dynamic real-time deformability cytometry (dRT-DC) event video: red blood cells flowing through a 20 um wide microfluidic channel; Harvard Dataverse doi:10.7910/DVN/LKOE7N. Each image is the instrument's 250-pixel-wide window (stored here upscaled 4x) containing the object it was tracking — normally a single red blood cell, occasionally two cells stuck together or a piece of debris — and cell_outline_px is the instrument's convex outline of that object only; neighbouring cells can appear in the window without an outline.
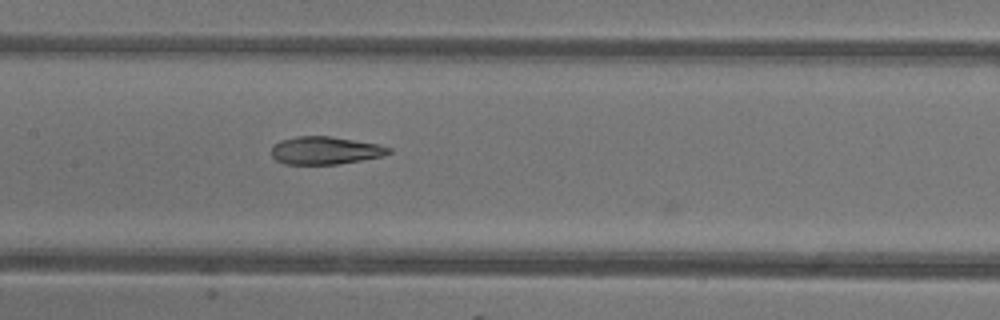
{"species": "common noctule bat (a hibernating species)", "species_latin": "Nyctalus noctula", "temperature_condition": "warm", "stored_images_in_passage": 25, "camera_frame_rate_fps": 3000, "um_per_image_px": 0.085, "animal": {"sex": "female"}, "frame": {"image": 1, "passage_image": 24, "time_ms": 7.667, "image_size_px": [1000, 320], "cell_outline_px": [[392, 152], [380, 156], [360, 160], [336, 164], [284, 164], [276, 160], [272, 156], [272, 144], [280, 140], [296, 136], [332, 136], [376, 144], [392, 148]], "centroid_in_image_um": [27.59, 12.78], "position_along_channel_um": 179.8, "area_um2": 18.9}}